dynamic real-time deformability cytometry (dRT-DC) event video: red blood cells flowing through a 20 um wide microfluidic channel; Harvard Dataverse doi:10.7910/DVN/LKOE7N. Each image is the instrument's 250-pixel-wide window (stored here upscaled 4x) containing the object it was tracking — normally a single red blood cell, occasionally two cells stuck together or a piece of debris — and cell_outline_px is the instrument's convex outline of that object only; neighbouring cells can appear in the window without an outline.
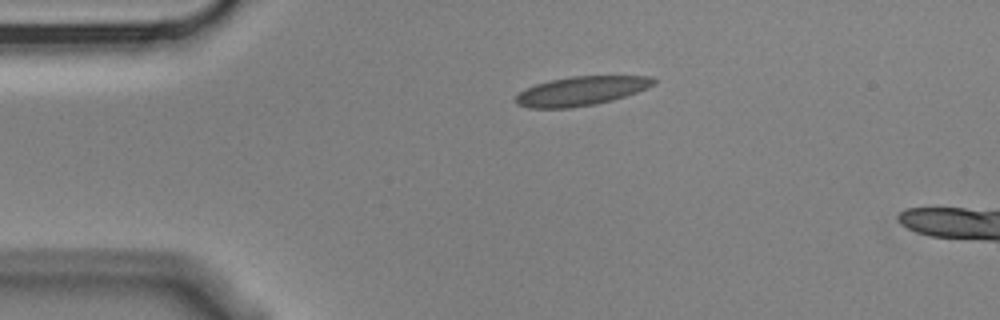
{"species": "Egyptian fruit bat (a non-hibernating species)", "species_latin": "Rousettus aegyptiacus", "temperature_condition": "cold", "stored_images_in_passage": 3, "camera_frame_rate_fps": 3000, "um_per_image_px": 0.085, "animal": {"sex": "male"}, "frame": {"image": 1, "passage_image": 1, "time_ms": 0.0, "image_size_px": [1000, 320], "cell_outline_px": [[656, 84], [636, 92], [612, 100], [596, 104], [568, 108], [528, 108], [516, 104], [516, 96], [520, 92], [536, 84], [548, 80], [572, 76], [648, 76], [656, 80]], "centroid_in_image_um": [49.39, 7.73], "position_along_channel_um": 35.6, "area_um2": 23.24}}